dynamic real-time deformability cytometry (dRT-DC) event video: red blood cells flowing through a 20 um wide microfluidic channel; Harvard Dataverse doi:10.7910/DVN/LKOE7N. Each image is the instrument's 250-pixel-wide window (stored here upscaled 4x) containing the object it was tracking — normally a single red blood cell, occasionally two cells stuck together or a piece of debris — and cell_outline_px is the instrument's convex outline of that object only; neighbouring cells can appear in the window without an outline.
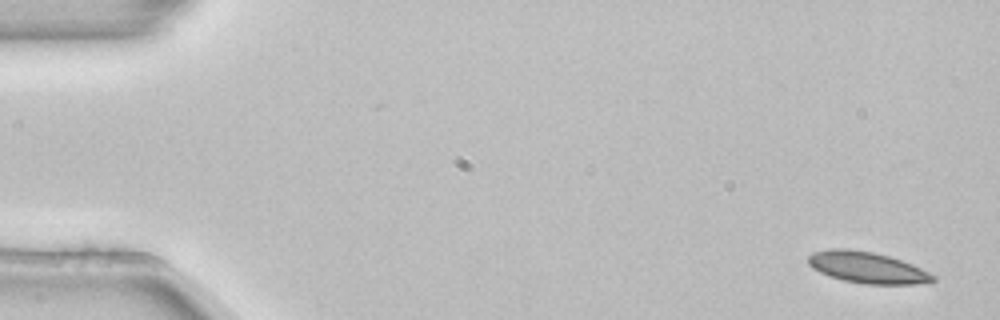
{"species": "common noctule bat (a hibernating species)", "species_latin": "Nyctalus noctula", "temperature_condition": "room temperature", "stored_images_in_passage": 5, "camera_frame_rate_fps": 3000, "um_per_image_px": 0.085, "animal": {"sex": "female", "body_mass_g": 22.7, "forearm_length_mm": 54.2}, "frame": {"image": 1, "passage_image": 1, "time_ms": 0.0, "image_size_px": [1000, 320], "cell_outline_px": [[936, 280], [916, 284], [864, 284], [844, 280], [820, 272], [812, 268], [808, 264], [808, 256], [812, 252], [828, 248], [848, 248], [872, 252], [888, 256], [912, 264], [936, 276]], "centroid_in_image_um": [73.68, 22.72], "position_along_channel_um": 11.3, "area_um2": 22.66}}
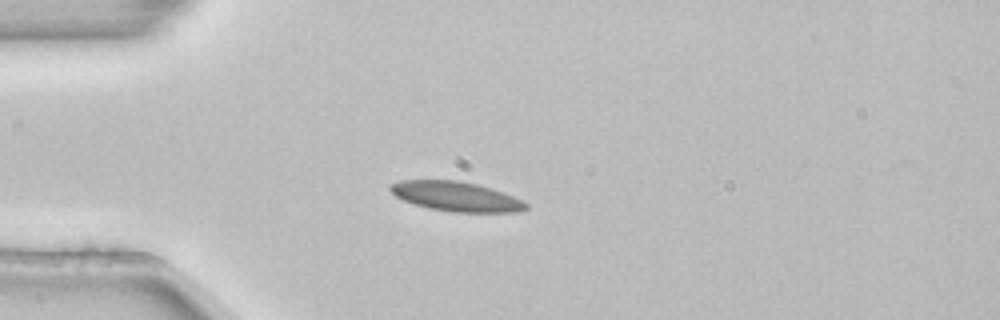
{"frame": {"image": 2, "passage_image": 4, "time_ms": 1.0, "image_size_px": [1000, 320], "cell_outline_px": [[528, 208], [520, 212], [452, 212], [428, 208], [412, 204], [396, 196], [388, 188], [388, 184], [400, 180], [456, 180], [476, 184], [504, 192], [528, 204]], "centroid_in_image_um": [38.74, 16.7], "position_along_channel_um": 46.3, "area_um2": 23.47}}